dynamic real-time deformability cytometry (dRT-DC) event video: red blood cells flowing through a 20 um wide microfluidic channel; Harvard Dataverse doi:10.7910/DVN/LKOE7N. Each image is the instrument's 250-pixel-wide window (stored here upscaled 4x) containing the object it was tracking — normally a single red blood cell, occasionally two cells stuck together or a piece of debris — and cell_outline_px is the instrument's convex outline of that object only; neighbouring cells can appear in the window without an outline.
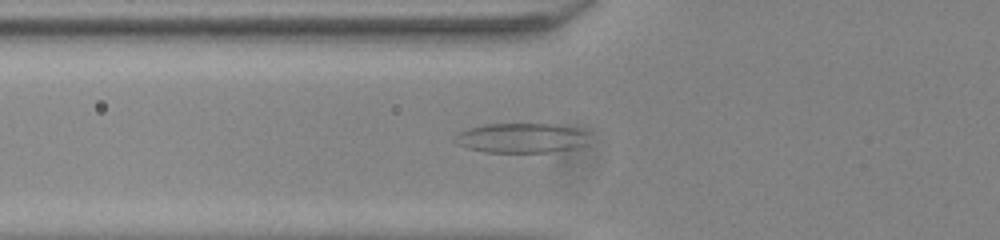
{"species": "common noctule bat (a hibernating species)", "species_latin": "Nyctalus noctula", "temperature_condition": "room temperature", "stored_images_in_passage": 47, "camera_frame_rate_fps": 3000, "um_per_image_px": 0.085, "animal": {"sex": "male", "body_mass_g": 20.0, "forearm_length_mm": 53.3}, "frame": {"image": 1, "passage_image": 14, "time_ms": 4.333, "image_size_px": [1000, 240], "cell_outline_px": [[584, 144], [572, 148], [548, 152], [484, 152], [468, 148], [452, 140], [452, 136], [460, 132], [484, 124], [556, 124], [572, 128], [584, 132]], "centroid_in_image_um": [44.2, 11.73], "position_along_channel_um": 81.6, "area_um2": 22.66}}
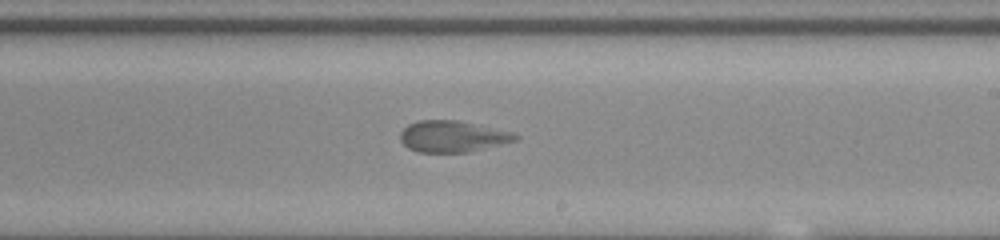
{"frame": {"image": 2, "passage_image": 27, "time_ms": 8.667, "image_size_px": [1000, 240], "cell_outline_px": [[520, 136], [516, 140], [468, 152], [416, 152], [408, 148], [400, 140], [400, 132], [408, 124], [420, 120], [456, 120], [512, 132]], "centroid_in_image_um": [38.42, 11.6], "position_along_channel_um": 250.6, "area_um2": 20.81}}
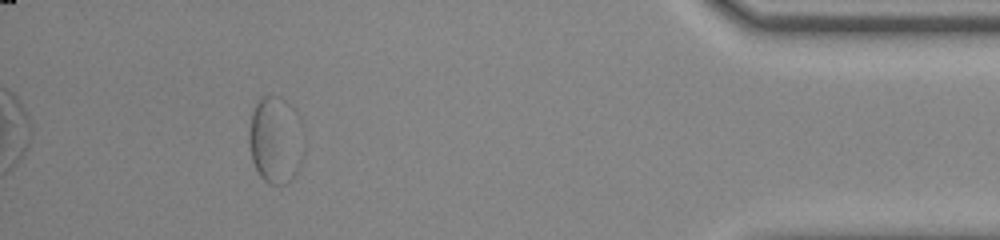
{"frame": {"image": 3, "passage_image": 43, "time_ms": 14.0, "image_size_px": [1000, 240], "cell_outline_px": [[304, 156], [300, 168], [284, 184], [268, 184], [260, 176], [252, 160], [248, 140], [248, 132], [252, 108], [260, 96], [280, 96], [296, 108], [300, 116], [304, 152]], "centroid_in_image_um": [23.43, 11.84], "position_along_channel_um": 411.8, "area_um2": 28.61}}